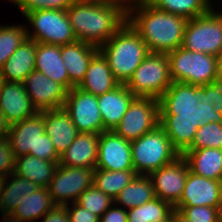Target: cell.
Masks as SVG:
<instances>
[{
  "instance_id": "7a4b0ae2",
  "label": "cell",
  "mask_w": 222,
  "mask_h": 222,
  "mask_svg": "<svg viewBox=\"0 0 222 222\" xmlns=\"http://www.w3.org/2000/svg\"><path fill=\"white\" fill-rule=\"evenodd\" d=\"M66 13L77 40L98 48L127 22L118 9L87 0H74Z\"/></svg>"
},
{
  "instance_id": "44dd1931",
  "label": "cell",
  "mask_w": 222,
  "mask_h": 222,
  "mask_svg": "<svg viewBox=\"0 0 222 222\" xmlns=\"http://www.w3.org/2000/svg\"><path fill=\"white\" fill-rule=\"evenodd\" d=\"M135 98L125 84H119L113 90L97 96L104 131L116 128Z\"/></svg>"
},
{
  "instance_id": "4dcf8cb0",
  "label": "cell",
  "mask_w": 222,
  "mask_h": 222,
  "mask_svg": "<svg viewBox=\"0 0 222 222\" xmlns=\"http://www.w3.org/2000/svg\"><path fill=\"white\" fill-rule=\"evenodd\" d=\"M9 179V180H8ZM37 184L21 177L14 172L4 178L2 197L0 202V214L12 213L19 205L20 199L27 196L38 189Z\"/></svg>"
},
{
  "instance_id": "f6af8a7d",
  "label": "cell",
  "mask_w": 222,
  "mask_h": 222,
  "mask_svg": "<svg viewBox=\"0 0 222 222\" xmlns=\"http://www.w3.org/2000/svg\"><path fill=\"white\" fill-rule=\"evenodd\" d=\"M196 108H200V126L208 123H222V113L214 112L209 103L199 102Z\"/></svg>"
},
{
  "instance_id": "e0dca14e",
  "label": "cell",
  "mask_w": 222,
  "mask_h": 222,
  "mask_svg": "<svg viewBox=\"0 0 222 222\" xmlns=\"http://www.w3.org/2000/svg\"><path fill=\"white\" fill-rule=\"evenodd\" d=\"M0 111L9 125L21 122L38 111L33 106L24 84L0 79Z\"/></svg>"
},
{
  "instance_id": "603a6c76",
  "label": "cell",
  "mask_w": 222,
  "mask_h": 222,
  "mask_svg": "<svg viewBox=\"0 0 222 222\" xmlns=\"http://www.w3.org/2000/svg\"><path fill=\"white\" fill-rule=\"evenodd\" d=\"M44 128L59 155L73 143L78 134L71 116L64 108L44 110Z\"/></svg>"
},
{
  "instance_id": "f5cc1de1",
  "label": "cell",
  "mask_w": 222,
  "mask_h": 222,
  "mask_svg": "<svg viewBox=\"0 0 222 222\" xmlns=\"http://www.w3.org/2000/svg\"><path fill=\"white\" fill-rule=\"evenodd\" d=\"M3 183H4V178H0V202L2 197Z\"/></svg>"
},
{
  "instance_id": "8fae6325",
  "label": "cell",
  "mask_w": 222,
  "mask_h": 222,
  "mask_svg": "<svg viewBox=\"0 0 222 222\" xmlns=\"http://www.w3.org/2000/svg\"><path fill=\"white\" fill-rule=\"evenodd\" d=\"M63 108L71 116L78 133L100 134L104 131L96 95L73 87L67 92Z\"/></svg>"
},
{
  "instance_id": "d6986e66",
  "label": "cell",
  "mask_w": 222,
  "mask_h": 222,
  "mask_svg": "<svg viewBox=\"0 0 222 222\" xmlns=\"http://www.w3.org/2000/svg\"><path fill=\"white\" fill-rule=\"evenodd\" d=\"M204 97V85L172 82L158 99L160 114L197 112L199 98Z\"/></svg>"
},
{
  "instance_id": "5b68a950",
  "label": "cell",
  "mask_w": 222,
  "mask_h": 222,
  "mask_svg": "<svg viewBox=\"0 0 222 222\" xmlns=\"http://www.w3.org/2000/svg\"><path fill=\"white\" fill-rule=\"evenodd\" d=\"M172 82L206 85L218 78V57L180 46L167 53Z\"/></svg>"
},
{
  "instance_id": "ac0fdd59",
  "label": "cell",
  "mask_w": 222,
  "mask_h": 222,
  "mask_svg": "<svg viewBox=\"0 0 222 222\" xmlns=\"http://www.w3.org/2000/svg\"><path fill=\"white\" fill-rule=\"evenodd\" d=\"M159 125L164 129L174 148L182 155L192 145L200 126V108L197 112L160 114Z\"/></svg>"
},
{
  "instance_id": "7402d4cb",
  "label": "cell",
  "mask_w": 222,
  "mask_h": 222,
  "mask_svg": "<svg viewBox=\"0 0 222 222\" xmlns=\"http://www.w3.org/2000/svg\"><path fill=\"white\" fill-rule=\"evenodd\" d=\"M99 134L78 133L73 143L62 153L59 165L94 168L98 158Z\"/></svg>"
},
{
  "instance_id": "f1b7e54d",
  "label": "cell",
  "mask_w": 222,
  "mask_h": 222,
  "mask_svg": "<svg viewBox=\"0 0 222 222\" xmlns=\"http://www.w3.org/2000/svg\"><path fill=\"white\" fill-rule=\"evenodd\" d=\"M55 206L48 188L41 187L29 195L23 196L11 214L24 222H37L36 220L42 218Z\"/></svg>"
},
{
  "instance_id": "7dc6e473",
  "label": "cell",
  "mask_w": 222,
  "mask_h": 222,
  "mask_svg": "<svg viewBox=\"0 0 222 222\" xmlns=\"http://www.w3.org/2000/svg\"><path fill=\"white\" fill-rule=\"evenodd\" d=\"M42 222H70L66 206L56 205L42 217Z\"/></svg>"
},
{
  "instance_id": "8d00e7d4",
  "label": "cell",
  "mask_w": 222,
  "mask_h": 222,
  "mask_svg": "<svg viewBox=\"0 0 222 222\" xmlns=\"http://www.w3.org/2000/svg\"><path fill=\"white\" fill-rule=\"evenodd\" d=\"M76 203L101 218L114 200L93 185L78 197Z\"/></svg>"
},
{
  "instance_id": "74e56055",
  "label": "cell",
  "mask_w": 222,
  "mask_h": 222,
  "mask_svg": "<svg viewBox=\"0 0 222 222\" xmlns=\"http://www.w3.org/2000/svg\"><path fill=\"white\" fill-rule=\"evenodd\" d=\"M74 0H10L17 8L20 9V13L25 16L26 14L45 9L63 10L66 11Z\"/></svg>"
},
{
  "instance_id": "bcb514c9",
  "label": "cell",
  "mask_w": 222,
  "mask_h": 222,
  "mask_svg": "<svg viewBox=\"0 0 222 222\" xmlns=\"http://www.w3.org/2000/svg\"><path fill=\"white\" fill-rule=\"evenodd\" d=\"M114 203L102 214L100 222H127V210Z\"/></svg>"
},
{
  "instance_id": "484cf974",
  "label": "cell",
  "mask_w": 222,
  "mask_h": 222,
  "mask_svg": "<svg viewBox=\"0 0 222 222\" xmlns=\"http://www.w3.org/2000/svg\"><path fill=\"white\" fill-rule=\"evenodd\" d=\"M119 84L110 70L107 60L98 52L90 61L85 76L77 87L84 92L100 96L113 90Z\"/></svg>"
},
{
  "instance_id": "9c48e42d",
  "label": "cell",
  "mask_w": 222,
  "mask_h": 222,
  "mask_svg": "<svg viewBox=\"0 0 222 222\" xmlns=\"http://www.w3.org/2000/svg\"><path fill=\"white\" fill-rule=\"evenodd\" d=\"M159 101L153 97H136L123 118L113 130L116 134L134 141L159 126Z\"/></svg>"
},
{
  "instance_id": "4316f807",
  "label": "cell",
  "mask_w": 222,
  "mask_h": 222,
  "mask_svg": "<svg viewBox=\"0 0 222 222\" xmlns=\"http://www.w3.org/2000/svg\"><path fill=\"white\" fill-rule=\"evenodd\" d=\"M182 155L185 157L190 171L194 174L222 181V149L186 150Z\"/></svg>"
},
{
  "instance_id": "ffe728a7",
  "label": "cell",
  "mask_w": 222,
  "mask_h": 222,
  "mask_svg": "<svg viewBox=\"0 0 222 222\" xmlns=\"http://www.w3.org/2000/svg\"><path fill=\"white\" fill-rule=\"evenodd\" d=\"M98 52V47L78 40L61 45V59L69 76V90L81 83L90 61Z\"/></svg>"
},
{
  "instance_id": "d590c367",
  "label": "cell",
  "mask_w": 222,
  "mask_h": 222,
  "mask_svg": "<svg viewBox=\"0 0 222 222\" xmlns=\"http://www.w3.org/2000/svg\"><path fill=\"white\" fill-rule=\"evenodd\" d=\"M201 148L222 149V123H208L198 127L192 145L187 150Z\"/></svg>"
},
{
  "instance_id": "1f68e13d",
  "label": "cell",
  "mask_w": 222,
  "mask_h": 222,
  "mask_svg": "<svg viewBox=\"0 0 222 222\" xmlns=\"http://www.w3.org/2000/svg\"><path fill=\"white\" fill-rule=\"evenodd\" d=\"M137 175L135 170L107 171L95 169L93 185L114 200Z\"/></svg>"
},
{
  "instance_id": "5bb4252c",
  "label": "cell",
  "mask_w": 222,
  "mask_h": 222,
  "mask_svg": "<svg viewBox=\"0 0 222 222\" xmlns=\"http://www.w3.org/2000/svg\"><path fill=\"white\" fill-rule=\"evenodd\" d=\"M23 84L38 112L63 108L68 91L61 84L37 71H32Z\"/></svg>"
},
{
  "instance_id": "7bdbcfd3",
  "label": "cell",
  "mask_w": 222,
  "mask_h": 222,
  "mask_svg": "<svg viewBox=\"0 0 222 222\" xmlns=\"http://www.w3.org/2000/svg\"><path fill=\"white\" fill-rule=\"evenodd\" d=\"M71 204L72 207L70 204L65 205L70 222H100L99 216L81 207L76 202H71Z\"/></svg>"
},
{
  "instance_id": "f907efd6",
  "label": "cell",
  "mask_w": 222,
  "mask_h": 222,
  "mask_svg": "<svg viewBox=\"0 0 222 222\" xmlns=\"http://www.w3.org/2000/svg\"><path fill=\"white\" fill-rule=\"evenodd\" d=\"M3 220L2 222H24L19 218L13 216L11 213H2Z\"/></svg>"
},
{
  "instance_id": "ab89813d",
  "label": "cell",
  "mask_w": 222,
  "mask_h": 222,
  "mask_svg": "<svg viewBox=\"0 0 222 222\" xmlns=\"http://www.w3.org/2000/svg\"><path fill=\"white\" fill-rule=\"evenodd\" d=\"M198 100L212 105L214 112L222 113V79L218 77L210 84L204 85V97Z\"/></svg>"
},
{
  "instance_id": "4fadbf2b",
  "label": "cell",
  "mask_w": 222,
  "mask_h": 222,
  "mask_svg": "<svg viewBox=\"0 0 222 222\" xmlns=\"http://www.w3.org/2000/svg\"><path fill=\"white\" fill-rule=\"evenodd\" d=\"M95 169L107 171L134 170L131 142L122 138L113 130L100 133Z\"/></svg>"
},
{
  "instance_id": "83f0119b",
  "label": "cell",
  "mask_w": 222,
  "mask_h": 222,
  "mask_svg": "<svg viewBox=\"0 0 222 222\" xmlns=\"http://www.w3.org/2000/svg\"><path fill=\"white\" fill-rule=\"evenodd\" d=\"M59 161H46L30 155L16 157L14 173L47 188L54 177Z\"/></svg>"
},
{
  "instance_id": "9a60e30c",
  "label": "cell",
  "mask_w": 222,
  "mask_h": 222,
  "mask_svg": "<svg viewBox=\"0 0 222 222\" xmlns=\"http://www.w3.org/2000/svg\"><path fill=\"white\" fill-rule=\"evenodd\" d=\"M222 181L205 178L189 170L180 200L174 206H210L220 208Z\"/></svg>"
},
{
  "instance_id": "7c38bea8",
  "label": "cell",
  "mask_w": 222,
  "mask_h": 222,
  "mask_svg": "<svg viewBox=\"0 0 222 222\" xmlns=\"http://www.w3.org/2000/svg\"><path fill=\"white\" fill-rule=\"evenodd\" d=\"M189 170L185 157L180 155L174 161L150 173L148 176L152 180L155 197L174 206L182 196Z\"/></svg>"
},
{
  "instance_id": "f546056e",
  "label": "cell",
  "mask_w": 222,
  "mask_h": 222,
  "mask_svg": "<svg viewBox=\"0 0 222 222\" xmlns=\"http://www.w3.org/2000/svg\"><path fill=\"white\" fill-rule=\"evenodd\" d=\"M155 198L153 183L148 175H137L114 199V205L125 210L138 207Z\"/></svg>"
},
{
  "instance_id": "e575fe53",
  "label": "cell",
  "mask_w": 222,
  "mask_h": 222,
  "mask_svg": "<svg viewBox=\"0 0 222 222\" xmlns=\"http://www.w3.org/2000/svg\"><path fill=\"white\" fill-rule=\"evenodd\" d=\"M27 28V25L20 24L0 25V68L27 39Z\"/></svg>"
},
{
  "instance_id": "f35d334b",
  "label": "cell",
  "mask_w": 222,
  "mask_h": 222,
  "mask_svg": "<svg viewBox=\"0 0 222 222\" xmlns=\"http://www.w3.org/2000/svg\"><path fill=\"white\" fill-rule=\"evenodd\" d=\"M191 222H221L220 208L210 206H174Z\"/></svg>"
},
{
  "instance_id": "277c9868",
  "label": "cell",
  "mask_w": 222,
  "mask_h": 222,
  "mask_svg": "<svg viewBox=\"0 0 222 222\" xmlns=\"http://www.w3.org/2000/svg\"><path fill=\"white\" fill-rule=\"evenodd\" d=\"M131 156L136 173L149 175L174 161L180 156V153L174 148L164 129L159 125L131 142Z\"/></svg>"
},
{
  "instance_id": "ba28073f",
  "label": "cell",
  "mask_w": 222,
  "mask_h": 222,
  "mask_svg": "<svg viewBox=\"0 0 222 222\" xmlns=\"http://www.w3.org/2000/svg\"><path fill=\"white\" fill-rule=\"evenodd\" d=\"M25 18L34 29L27 30V38L37 43L61 46L77 41L66 11L38 10L26 14Z\"/></svg>"
},
{
  "instance_id": "681fc988",
  "label": "cell",
  "mask_w": 222,
  "mask_h": 222,
  "mask_svg": "<svg viewBox=\"0 0 222 222\" xmlns=\"http://www.w3.org/2000/svg\"><path fill=\"white\" fill-rule=\"evenodd\" d=\"M172 222H191L185 216H183L177 209L172 212Z\"/></svg>"
},
{
  "instance_id": "8992f818",
  "label": "cell",
  "mask_w": 222,
  "mask_h": 222,
  "mask_svg": "<svg viewBox=\"0 0 222 222\" xmlns=\"http://www.w3.org/2000/svg\"><path fill=\"white\" fill-rule=\"evenodd\" d=\"M171 84L167 54L149 52L125 85L136 97L159 99Z\"/></svg>"
},
{
  "instance_id": "d4e9b609",
  "label": "cell",
  "mask_w": 222,
  "mask_h": 222,
  "mask_svg": "<svg viewBox=\"0 0 222 222\" xmlns=\"http://www.w3.org/2000/svg\"><path fill=\"white\" fill-rule=\"evenodd\" d=\"M35 71L61 84L69 91V76L61 59V46L36 42Z\"/></svg>"
},
{
  "instance_id": "30bf717a",
  "label": "cell",
  "mask_w": 222,
  "mask_h": 222,
  "mask_svg": "<svg viewBox=\"0 0 222 222\" xmlns=\"http://www.w3.org/2000/svg\"><path fill=\"white\" fill-rule=\"evenodd\" d=\"M94 170L89 167L58 165L47 187L54 204L65 206L69 201L76 202L87 188L93 186Z\"/></svg>"
},
{
  "instance_id": "db71d44e",
  "label": "cell",
  "mask_w": 222,
  "mask_h": 222,
  "mask_svg": "<svg viewBox=\"0 0 222 222\" xmlns=\"http://www.w3.org/2000/svg\"><path fill=\"white\" fill-rule=\"evenodd\" d=\"M220 221L222 222V203L220 205Z\"/></svg>"
},
{
  "instance_id": "6da1fadb",
  "label": "cell",
  "mask_w": 222,
  "mask_h": 222,
  "mask_svg": "<svg viewBox=\"0 0 222 222\" xmlns=\"http://www.w3.org/2000/svg\"><path fill=\"white\" fill-rule=\"evenodd\" d=\"M187 21L186 17L155 8L147 0H142L127 17L149 52L164 54L182 45Z\"/></svg>"
},
{
  "instance_id": "52a82bcc",
  "label": "cell",
  "mask_w": 222,
  "mask_h": 222,
  "mask_svg": "<svg viewBox=\"0 0 222 222\" xmlns=\"http://www.w3.org/2000/svg\"><path fill=\"white\" fill-rule=\"evenodd\" d=\"M181 46L218 57L222 52V12L212 7L207 13L188 19Z\"/></svg>"
},
{
  "instance_id": "c3c4849f",
  "label": "cell",
  "mask_w": 222,
  "mask_h": 222,
  "mask_svg": "<svg viewBox=\"0 0 222 222\" xmlns=\"http://www.w3.org/2000/svg\"><path fill=\"white\" fill-rule=\"evenodd\" d=\"M10 125L7 123L5 116L0 111V137H7Z\"/></svg>"
},
{
  "instance_id": "b9f144b4",
  "label": "cell",
  "mask_w": 222,
  "mask_h": 222,
  "mask_svg": "<svg viewBox=\"0 0 222 222\" xmlns=\"http://www.w3.org/2000/svg\"><path fill=\"white\" fill-rule=\"evenodd\" d=\"M37 157L46 161H59L60 155L57 153L47 133L41 135L38 140Z\"/></svg>"
},
{
  "instance_id": "d6a6232c",
  "label": "cell",
  "mask_w": 222,
  "mask_h": 222,
  "mask_svg": "<svg viewBox=\"0 0 222 222\" xmlns=\"http://www.w3.org/2000/svg\"><path fill=\"white\" fill-rule=\"evenodd\" d=\"M174 206L155 197L138 207L127 210V222H164L171 217Z\"/></svg>"
},
{
  "instance_id": "816d5d0a",
  "label": "cell",
  "mask_w": 222,
  "mask_h": 222,
  "mask_svg": "<svg viewBox=\"0 0 222 222\" xmlns=\"http://www.w3.org/2000/svg\"><path fill=\"white\" fill-rule=\"evenodd\" d=\"M218 77L222 79V52L218 56Z\"/></svg>"
},
{
  "instance_id": "836d02e7",
  "label": "cell",
  "mask_w": 222,
  "mask_h": 222,
  "mask_svg": "<svg viewBox=\"0 0 222 222\" xmlns=\"http://www.w3.org/2000/svg\"><path fill=\"white\" fill-rule=\"evenodd\" d=\"M155 8L187 19L207 13L213 6L211 0H147ZM212 5V6H211Z\"/></svg>"
},
{
  "instance_id": "3957f363",
  "label": "cell",
  "mask_w": 222,
  "mask_h": 222,
  "mask_svg": "<svg viewBox=\"0 0 222 222\" xmlns=\"http://www.w3.org/2000/svg\"><path fill=\"white\" fill-rule=\"evenodd\" d=\"M115 79L126 84L135 69L149 54L146 43L126 22L105 44L99 47Z\"/></svg>"
},
{
  "instance_id": "11a10c76",
  "label": "cell",
  "mask_w": 222,
  "mask_h": 222,
  "mask_svg": "<svg viewBox=\"0 0 222 222\" xmlns=\"http://www.w3.org/2000/svg\"><path fill=\"white\" fill-rule=\"evenodd\" d=\"M164 222H172V214H171V217L168 220L164 221Z\"/></svg>"
},
{
  "instance_id": "ee69618b",
  "label": "cell",
  "mask_w": 222,
  "mask_h": 222,
  "mask_svg": "<svg viewBox=\"0 0 222 222\" xmlns=\"http://www.w3.org/2000/svg\"><path fill=\"white\" fill-rule=\"evenodd\" d=\"M95 3L102 4L104 6L114 7L122 12L126 17L133 11V9L142 0H87Z\"/></svg>"
},
{
  "instance_id": "cb8c5ba5",
  "label": "cell",
  "mask_w": 222,
  "mask_h": 222,
  "mask_svg": "<svg viewBox=\"0 0 222 222\" xmlns=\"http://www.w3.org/2000/svg\"><path fill=\"white\" fill-rule=\"evenodd\" d=\"M35 58L36 41L27 38L0 68V79L23 83L35 71Z\"/></svg>"
},
{
  "instance_id": "2e32d148",
  "label": "cell",
  "mask_w": 222,
  "mask_h": 222,
  "mask_svg": "<svg viewBox=\"0 0 222 222\" xmlns=\"http://www.w3.org/2000/svg\"><path fill=\"white\" fill-rule=\"evenodd\" d=\"M44 133V111L10 125L7 139L15 157L22 155L37 157L38 140Z\"/></svg>"
},
{
  "instance_id": "60d3db41",
  "label": "cell",
  "mask_w": 222,
  "mask_h": 222,
  "mask_svg": "<svg viewBox=\"0 0 222 222\" xmlns=\"http://www.w3.org/2000/svg\"><path fill=\"white\" fill-rule=\"evenodd\" d=\"M16 157L7 137H0V178H5L15 170Z\"/></svg>"
}]
</instances>
